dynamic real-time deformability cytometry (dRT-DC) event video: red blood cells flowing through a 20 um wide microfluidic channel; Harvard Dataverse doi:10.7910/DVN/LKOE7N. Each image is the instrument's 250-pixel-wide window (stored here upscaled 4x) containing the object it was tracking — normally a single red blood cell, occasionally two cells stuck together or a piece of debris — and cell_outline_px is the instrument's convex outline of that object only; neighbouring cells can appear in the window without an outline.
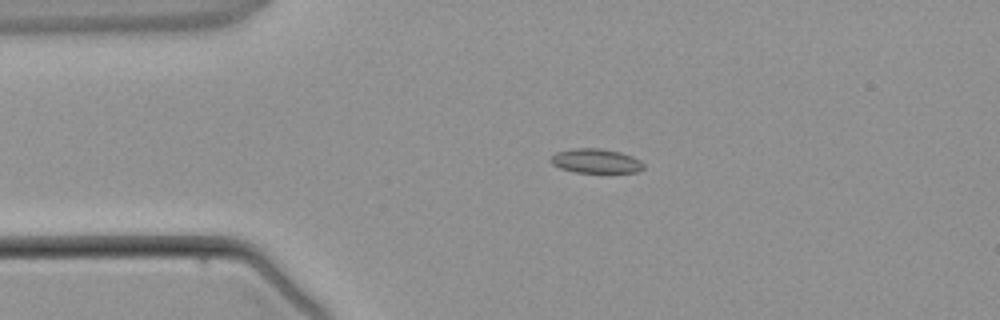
{"species": "common noctule bat (a hibernating species)", "species_latin": "Nyctalus noctula", "temperature_condition": "warm", "stored_images_in_passage": 4, "camera_frame_rate_fps": 3000, "um_per_image_px": 0.085, "animal": {"sex": "male", "body_mass_g": 21.5, "forearm_length_mm": 52.0}, "frame": {"image": 1, "passage_image": 2, "time_ms": 1.333, "image_size_px": [1000, 320], "cell_outline_px": [[644, 168], [636, 172], [576, 172], [560, 168], [552, 164], [548, 160], [556, 152], [572, 148], [600, 148], [620, 152], [632, 156], [640, 160], [644, 164]], "centroid_in_image_um": [50.63, 13.67], "position_along_channel_um": 34.4, "area_um2": 13.18}}
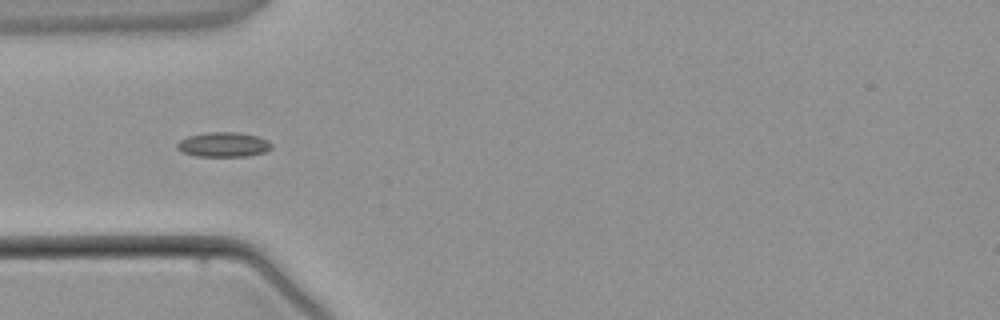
{"frame": {"image": 2, "passage_image": 3, "time_ms": 2.667, "image_size_px": [1000, 320], "cell_outline_px": [[272, 148], [264, 152], [248, 156], [196, 156], [180, 152], [176, 148], [176, 144], [180, 140], [188, 136], [208, 132], [236, 132], [256, 136], [268, 140], [272, 144]], "centroid_in_image_um": [18.97, 12.29], "position_along_channel_um": 66.0, "area_um2": 13.64}}
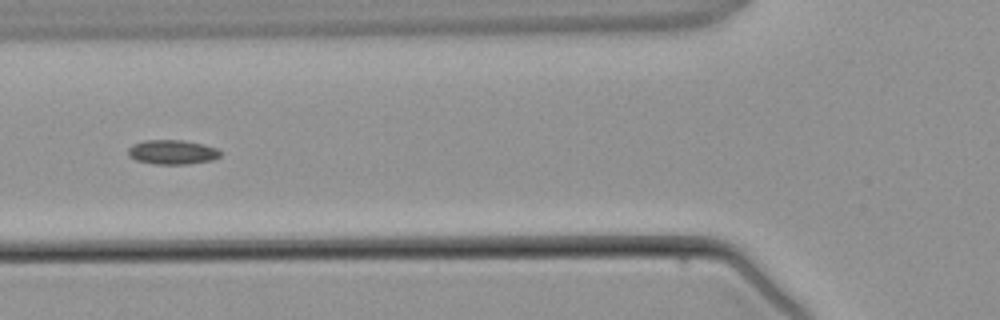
{"frame": {"image": 3, "passage_image": 4, "time_ms": 3.667, "image_size_px": [1000, 320], "cell_outline_px": [[220, 156], [212, 160], [188, 164], [152, 164], [136, 160], [128, 156], [128, 148], [132, 144], [144, 140], [184, 140], [204, 144], [216, 148], [220, 152]], "centroid_in_image_um": [14.62, 12.92], "position_along_channel_um": 111.2, "area_um2": 13.24}}